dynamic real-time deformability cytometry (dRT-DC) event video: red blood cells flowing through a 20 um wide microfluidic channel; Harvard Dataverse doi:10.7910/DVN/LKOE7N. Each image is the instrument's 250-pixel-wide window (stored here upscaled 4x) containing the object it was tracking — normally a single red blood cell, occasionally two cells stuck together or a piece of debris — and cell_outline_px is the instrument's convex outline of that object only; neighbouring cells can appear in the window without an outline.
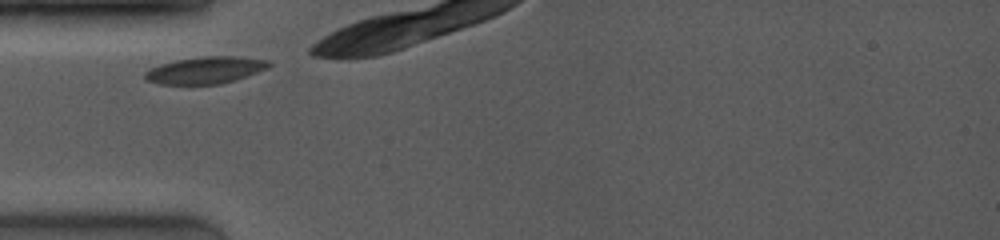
{"species": "common noctule bat (a hibernating species)", "species_latin": "Nyctalus noctula", "temperature_condition": "room temperature", "stored_images_in_passage": 5, "camera_frame_rate_fps": 4000, "um_per_image_px": 0.085, "animal": {"sex": "female", "body_mass_g": 19.0, "forearm_length_mm": 53.3}, "frame": {"image": 1, "passage_image": 1, "time_ms": 0.0, "image_size_px": [1000, 240], "cell_outline_px": [[272, 64], [268, 68], [236, 80], [220, 84], [160, 84], [148, 80], [144, 76], [144, 72], [160, 64], [176, 60], [204, 56], [236, 56], [272, 60]], "centroid_in_image_um": [17.52, 5.95], "position_along_channel_um": 67.5, "area_um2": 19.48}}